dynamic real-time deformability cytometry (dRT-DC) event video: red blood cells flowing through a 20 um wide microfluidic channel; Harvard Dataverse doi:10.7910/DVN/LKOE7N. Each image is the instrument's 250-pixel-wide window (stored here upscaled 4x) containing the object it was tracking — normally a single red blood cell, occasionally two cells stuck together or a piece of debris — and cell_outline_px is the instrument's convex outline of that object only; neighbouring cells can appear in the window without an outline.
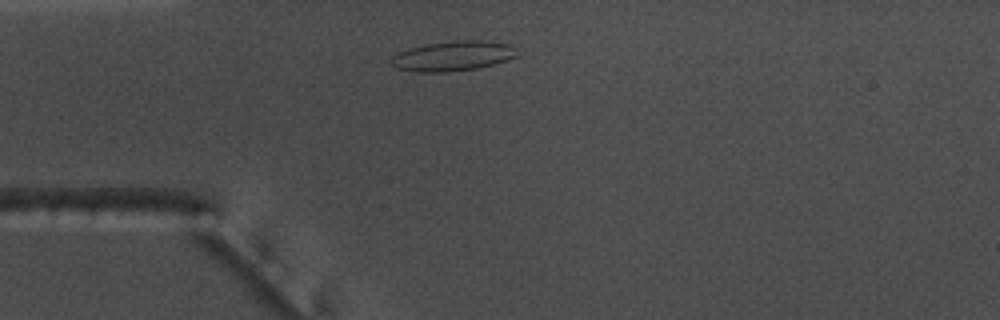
{"species": "common noctule bat (a hibernating species)", "species_latin": "Nyctalus noctula", "temperature_condition": "warm", "stored_images_in_passage": 35, "camera_frame_rate_fps": 3000, "um_per_image_px": 0.085, "animal": {"sex": "male", "body_mass_g": 17.5, "forearm_length_mm": 52.3}, "frame": {"image": 1, "passage_image": 6, "time_ms": 1.667, "image_size_px": [1000, 320], "cell_outline_px": [[520, 56], [508, 60], [476, 68], [448, 72], [416, 72], [396, 68], [392, 64], [392, 56], [408, 48], [428, 44], [456, 40], [484, 40], [508, 44]], "centroid_in_image_um": [38.5, 4.76], "position_along_channel_um": 46.5, "area_um2": 21.79}}
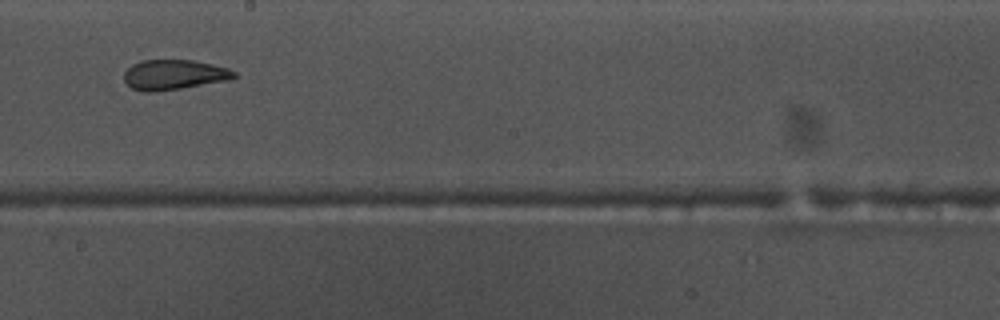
{"frame": {"image": 2, "passage_image": 22, "time_ms": 7.0, "image_size_px": [1000, 320], "cell_outline_px": [[236, 76], [228, 80], [156, 92], [144, 92], [132, 88], [124, 80], [124, 72], [132, 64], [144, 60], [192, 60], [212, 64], [228, 68], [236, 72]], "centroid_in_image_um": [14.77, 6.35], "position_along_channel_um": 233.4, "area_um2": 19.13}}
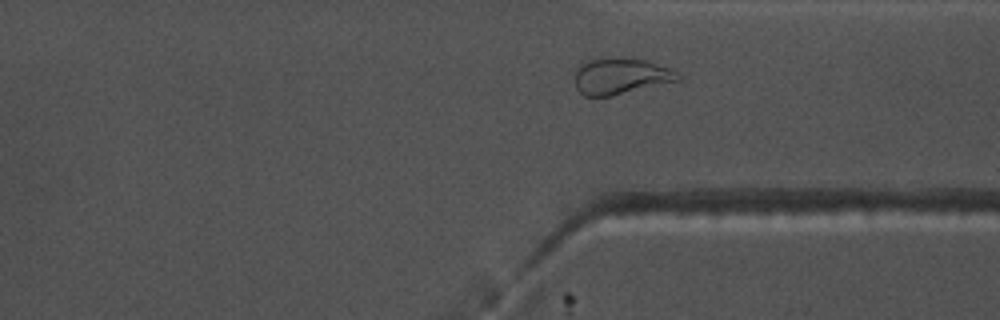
{"frame": {"image": 3, "passage_image": 32, "time_ms": 10.333, "image_size_px": [1000, 320], "cell_outline_px": [[680, 80], [612, 96], [584, 96], [576, 88], [576, 72], [580, 64], [592, 60], [612, 56], [616, 56], [644, 60], [672, 68], [680, 72]], "centroid_in_image_um": [52.8, 6.46], "position_along_channel_um": 358.6, "area_um2": 21.91}, "authors_computed_cell_mechanics": {"area_um2": 20.2878, "velocity_mm_per_s": 3.7478, "shape_relaxation_time_tau1_ms": null, "shape_relaxation_time_tau2_ms": 1.9242, "deformation_change_tau1": null, "deformation_change_tau2": 0.0998}}